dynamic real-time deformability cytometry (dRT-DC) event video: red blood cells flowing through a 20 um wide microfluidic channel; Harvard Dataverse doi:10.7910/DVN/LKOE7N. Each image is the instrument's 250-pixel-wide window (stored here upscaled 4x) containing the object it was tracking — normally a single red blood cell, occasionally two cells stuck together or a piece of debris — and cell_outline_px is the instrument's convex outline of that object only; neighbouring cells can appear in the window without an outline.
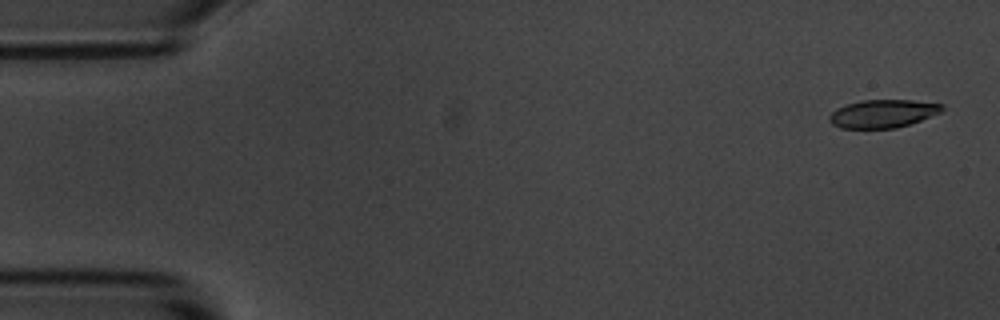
{"species": "common noctule bat (a hibernating species)", "species_latin": "Nyctalus noctula", "temperature_condition": "room temperature", "stored_images_in_passage": 6, "camera_frame_rate_fps": 3000, "um_per_image_px": 0.085, "animal": {"sex": "male", "body_mass_g": 20.1, "forearm_length_mm": 53.5}, "frame": {"image": 1, "passage_image": 1, "time_ms": 0.0, "image_size_px": [1000, 320], "cell_outline_px": [[944, 108], [940, 112], [920, 120], [896, 128], [840, 128], [832, 124], [828, 120], [828, 116], [836, 108], [860, 100], [912, 100], [944, 104]], "centroid_in_image_um": [75.01, 9.65], "position_along_channel_um": 10.0, "area_um2": 18.38}}